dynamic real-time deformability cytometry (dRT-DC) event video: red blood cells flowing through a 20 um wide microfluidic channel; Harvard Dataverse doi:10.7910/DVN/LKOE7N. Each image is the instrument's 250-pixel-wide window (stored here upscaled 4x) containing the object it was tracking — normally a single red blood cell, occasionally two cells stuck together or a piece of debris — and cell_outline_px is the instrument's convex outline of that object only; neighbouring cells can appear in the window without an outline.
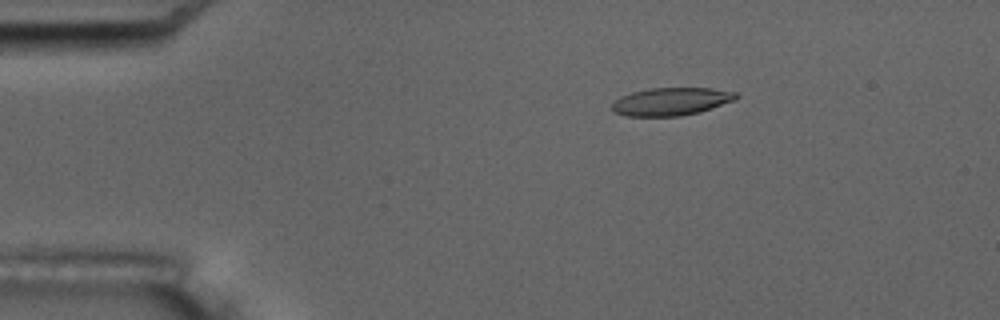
{"species": "common noctule bat (a hibernating species)", "species_latin": "Nyctalus noctula", "temperature_condition": "room temperature", "stored_images_in_passage": 4, "camera_frame_rate_fps": 3000, "um_per_image_px": 0.085, "animal": {"sex": "male", "body_mass_g": 17.5, "forearm_length_mm": 52.3}, "frame": {"image": 1, "passage_image": 2, "time_ms": 1.333, "image_size_px": [1000, 320], "cell_outline_px": [[740, 96], [736, 100], [700, 112], [680, 116], [624, 116], [612, 112], [612, 104], [620, 96], [632, 92], [648, 88], [712, 88], [736, 92]], "centroid_in_image_um": [57.05, 8.63], "position_along_channel_um": 27.9, "area_um2": 20.35}}